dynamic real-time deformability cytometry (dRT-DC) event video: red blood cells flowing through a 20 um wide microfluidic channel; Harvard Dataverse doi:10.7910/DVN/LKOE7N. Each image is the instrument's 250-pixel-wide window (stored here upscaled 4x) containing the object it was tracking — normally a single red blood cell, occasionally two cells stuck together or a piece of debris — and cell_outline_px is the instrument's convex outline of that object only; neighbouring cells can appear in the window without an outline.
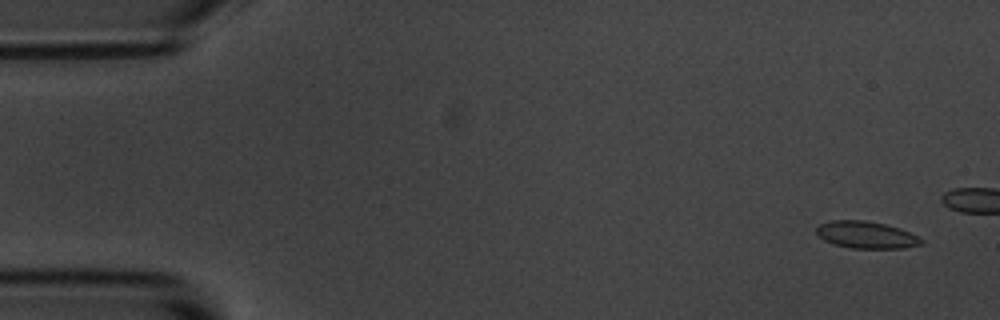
{"species": "common noctule bat (a hibernating species)", "species_latin": "Nyctalus noctula", "temperature_condition": "room temperature", "stored_images_in_passage": 16, "camera_frame_rate_fps": 3000, "um_per_image_px": 0.085, "animal": {"sex": "male", "body_mass_g": 20.1, "forearm_length_mm": 53.5}, "frame": {"image": 1, "passage_image": 3, "time_ms": 0.667, "image_size_px": [1000, 320], "cell_outline_px": [[924, 244], [904, 248], [852, 248], [832, 244], [824, 240], [816, 232], [816, 228], [820, 224], [832, 220], [864, 220], [884, 224], [900, 228], [920, 236], [924, 240]], "centroid_in_image_um": [73.67, 19.97], "position_along_channel_um": 11.3, "area_um2": 16.65}}